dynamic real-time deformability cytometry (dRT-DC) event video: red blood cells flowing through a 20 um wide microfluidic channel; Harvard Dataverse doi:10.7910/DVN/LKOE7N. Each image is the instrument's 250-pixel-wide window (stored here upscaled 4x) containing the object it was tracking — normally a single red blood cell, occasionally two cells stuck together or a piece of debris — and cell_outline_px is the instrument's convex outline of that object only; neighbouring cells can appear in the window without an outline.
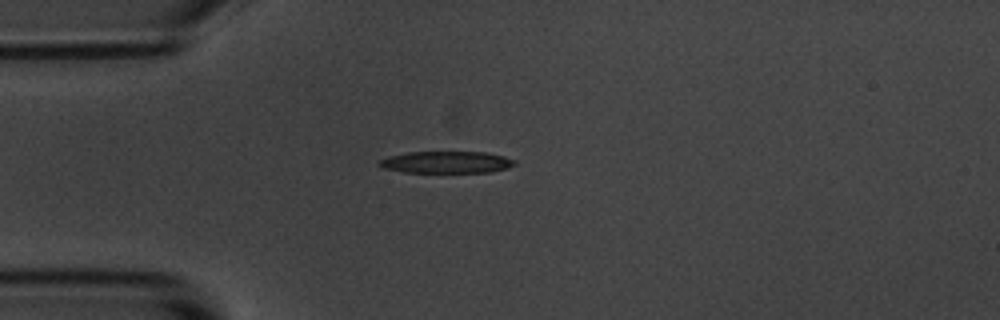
{"species": "common noctule bat (a hibernating species)", "species_latin": "Nyctalus noctula", "temperature_condition": "room temperature", "stored_images_in_passage": 4, "camera_frame_rate_fps": 3000, "um_per_image_px": 0.085, "animal": {"sex": "male", "body_mass_g": 20.1, "forearm_length_mm": 53.5}, "frame": {"image": 1, "passage_image": 1, "time_ms": 0.0, "image_size_px": [1000, 320], "cell_outline_px": [[516, 164], [508, 168], [488, 172], [404, 172], [384, 168], [376, 164], [380, 160], [388, 156], [408, 152], [484, 152], [504, 156], [516, 160]], "centroid_in_image_um": [37.95, 13.78], "position_along_channel_um": 47.1, "area_um2": 17.22}}
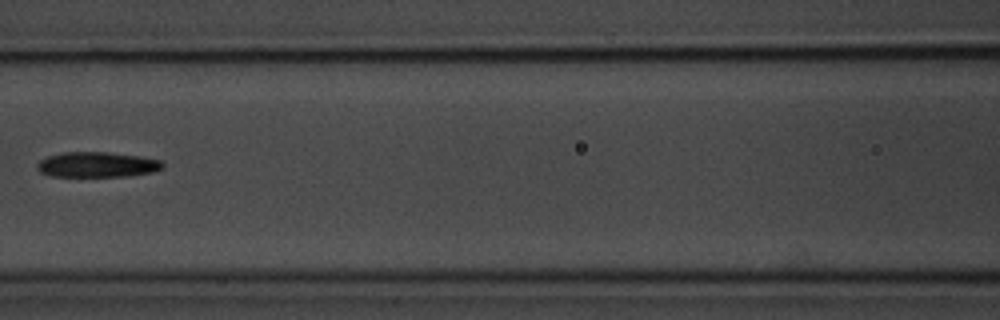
{"frame": {"image": 2, "passage_image": 4, "time_ms": 3.333, "image_size_px": [1000, 320], "cell_outline_px": [[164, 168], [152, 172], [128, 176], [48, 176], [40, 172], [36, 168], [36, 164], [40, 160], [48, 156], [64, 152], [108, 152], [136, 156], [160, 160], [164, 164]], "centroid_in_image_um": [8.22, 14.0], "position_along_channel_um": 158.4, "area_um2": 18.44}}